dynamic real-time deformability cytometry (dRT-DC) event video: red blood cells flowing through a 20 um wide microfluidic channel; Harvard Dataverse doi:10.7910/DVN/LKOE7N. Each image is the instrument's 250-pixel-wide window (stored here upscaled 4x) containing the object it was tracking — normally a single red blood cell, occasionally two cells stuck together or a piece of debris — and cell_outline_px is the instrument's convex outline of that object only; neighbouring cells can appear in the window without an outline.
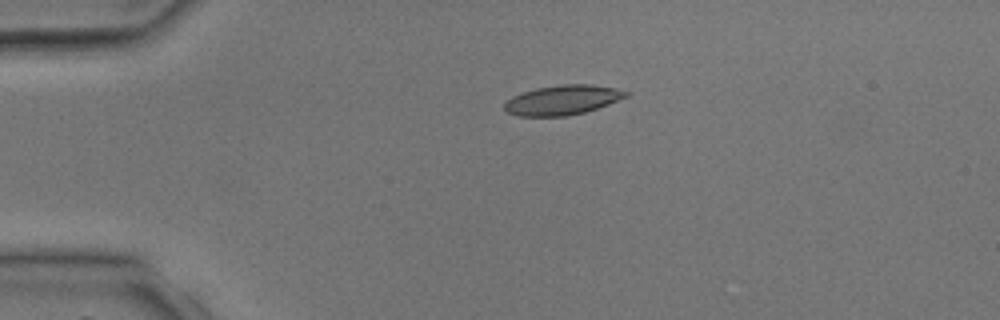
{"species": "common noctule bat (a hibernating species)", "species_latin": "Nyctalus noctula", "temperature_condition": "room temperature", "stored_images_in_passage": 4, "camera_frame_rate_fps": 3000, "um_per_image_px": 0.085, "animal": {"sex": "male", "body_mass_g": 17.9, "forearm_length_mm": 54.2}, "frame": {"image": 1, "passage_image": 3, "time_ms": 3.0, "image_size_px": [1000, 320], "cell_outline_px": [[628, 96], [608, 104], [584, 112], [568, 116], [520, 116], [508, 112], [504, 108], [504, 104], [512, 96], [536, 88], [564, 84], [592, 84], [616, 88], [628, 92]], "centroid_in_image_um": [47.82, 8.49], "position_along_channel_um": 37.2, "area_um2": 20.81}}